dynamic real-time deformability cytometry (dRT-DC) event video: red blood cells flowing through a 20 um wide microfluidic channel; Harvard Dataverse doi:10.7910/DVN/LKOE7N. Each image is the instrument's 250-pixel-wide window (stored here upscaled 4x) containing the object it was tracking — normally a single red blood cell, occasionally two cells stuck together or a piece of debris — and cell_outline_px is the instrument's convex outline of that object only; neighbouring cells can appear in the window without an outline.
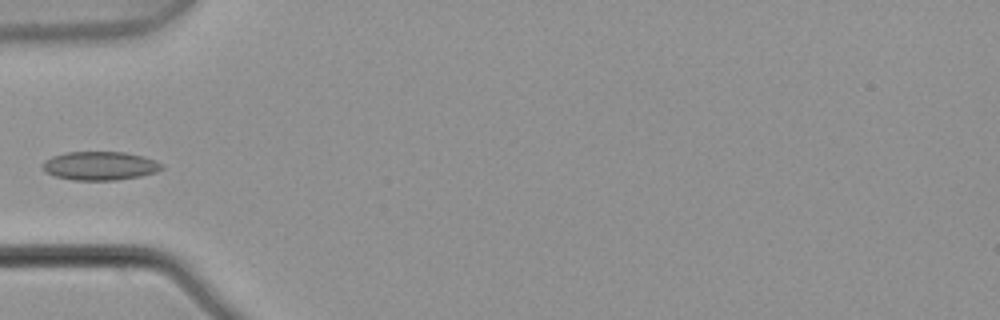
{"species": "common noctule bat (a hibernating species)", "species_latin": "Nyctalus noctula", "temperature_condition": "warm", "stored_images_in_passage": 6, "camera_frame_rate_fps": 3000, "um_per_image_px": 0.085, "animal": {"sex": "male", "body_mass_g": 21.5, "forearm_length_mm": 52.0}, "frame": {"image": 1, "passage_image": 6, "time_ms": 1.667, "image_size_px": [1000, 320], "cell_outline_px": [[164, 168], [156, 172], [140, 176], [116, 180], [72, 180], [56, 176], [44, 172], [40, 168], [40, 164], [44, 160], [52, 156], [64, 152], [124, 152], [144, 156], [156, 160], [164, 164]], "centroid_in_image_um": [8.47, 14.09], "position_along_channel_um": 76.5, "area_um2": 20.23}}